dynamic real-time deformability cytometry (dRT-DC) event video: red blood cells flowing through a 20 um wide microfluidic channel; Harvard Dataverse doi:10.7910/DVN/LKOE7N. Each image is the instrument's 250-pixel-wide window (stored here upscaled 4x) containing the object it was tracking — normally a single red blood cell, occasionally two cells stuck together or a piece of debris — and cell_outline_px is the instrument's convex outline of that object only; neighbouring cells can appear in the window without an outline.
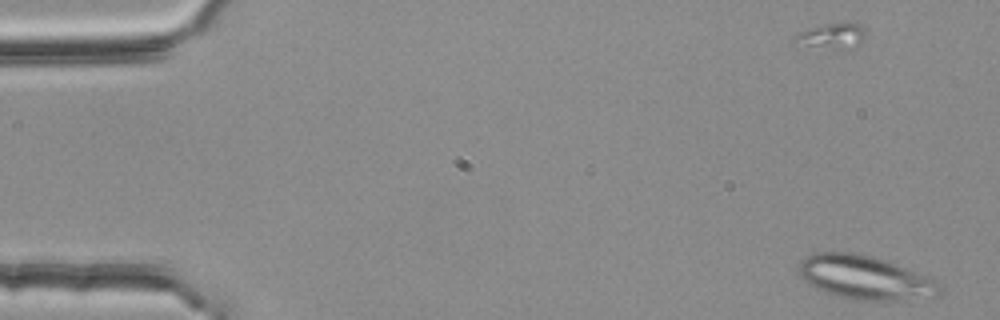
{"species": "common noctule bat (a hibernating species)", "species_latin": "Nyctalus noctula", "temperature_condition": "room temperature", "stored_images_in_passage": 53, "camera_frame_rate_fps": 3000, "um_per_image_px": 0.085, "animal": {"sex": "female", "body_mass_g": 25.1}, "frame": {"image": 1, "passage_image": 1, "time_ms": 0.0, "image_size_px": [1000, 320], "cell_outline_px": [[944, 288], [936, 296], [900, 300], [856, 300], [836, 296], [824, 292], [808, 284], [800, 276], [800, 260], [804, 256], [816, 252], [852, 252], [872, 256], [884, 260], [940, 280]], "centroid_in_image_um": [73.55, 23.59], "position_along_channel_um": 11.4, "area_um2": 36.24}, "authors_computed_cell_mechanics": {"area_um2": 19.3052, "velocity_mm_per_s": 3.7556, "shape_relaxation_time_tau1_ms": 10.7868, "shape_relaxation_time_tau2_ms": 3.1646, "deformation_change_tau1": 0.1856, "deformation_change_tau2": 0.1022}}